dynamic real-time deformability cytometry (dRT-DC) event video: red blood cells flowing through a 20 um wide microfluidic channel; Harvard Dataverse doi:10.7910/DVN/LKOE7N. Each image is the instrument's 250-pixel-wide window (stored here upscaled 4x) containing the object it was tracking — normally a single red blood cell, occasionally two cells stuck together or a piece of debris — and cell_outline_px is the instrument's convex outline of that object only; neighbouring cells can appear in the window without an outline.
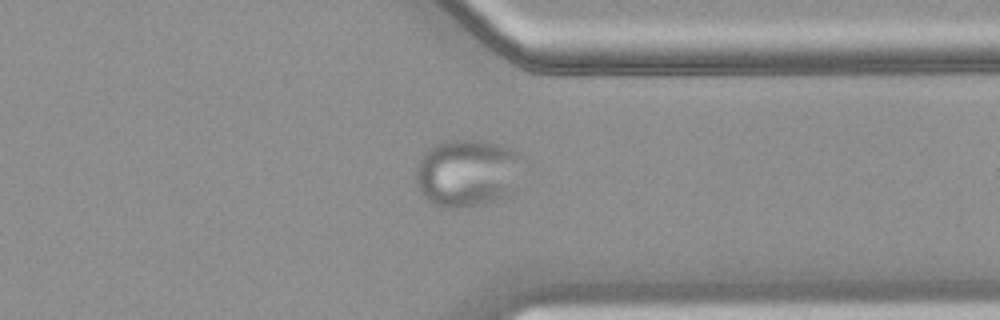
{"species": "common noctule bat (a hibernating species)", "species_latin": "Nyctalus noctula", "temperature_condition": "warm", "stored_images_in_passage": 34, "camera_frame_rate_fps": 3000, "um_per_image_px": 0.085, "animal": {"sex": "female", "body_mass_g": 18.4}, "frame": {"image": 1, "passage_image": 24, "time_ms": 7.667, "image_size_px": [1000, 320], "cell_outline_px": [[520, 156], [512, 192], [508, 196], [496, 200], [480, 204], [460, 208], [440, 208], [432, 204], [420, 192], [416, 180], [416, 164], [420, 156], [424, 152], [436, 144], [444, 140], [484, 140], [504, 144], [512, 148]], "centroid_in_image_um": [39.65, 14.69], "position_along_channel_um": 371.7, "area_um2": 42.14}}
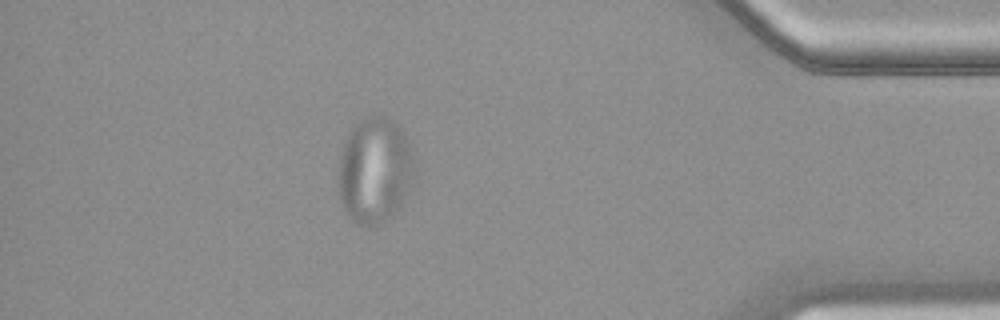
{"frame": {"image": 2, "passage_image": 29, "time_ms": 9.333, "image_size_px": [1000, 320], "cell_outline_px": [[416, 156], [412, 176], [400, 204], [392, 216], [388, 220], [376, 224], [360, 224], [352, 220], [344, 208], [340, 196], [340, 160], [344, 144], [348, 132], [360, 120], [368, 116], [384, 116], [396, 120]], "centroid_in_image_um": [31.87, 14.42], "position_along_channel_um": 403.3, "area_um2": 46.18}}